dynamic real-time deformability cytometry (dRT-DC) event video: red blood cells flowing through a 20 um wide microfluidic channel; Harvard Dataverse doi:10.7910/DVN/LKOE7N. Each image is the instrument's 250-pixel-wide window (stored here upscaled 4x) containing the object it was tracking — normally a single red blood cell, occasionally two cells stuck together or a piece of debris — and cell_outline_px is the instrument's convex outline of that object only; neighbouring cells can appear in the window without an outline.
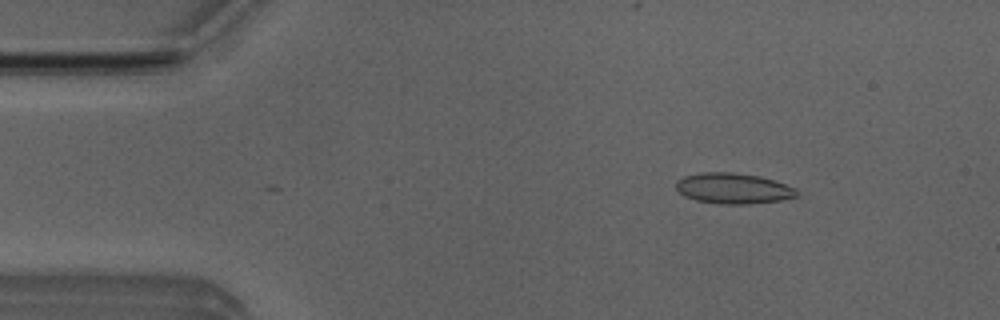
{"species": "Egyptian fruit bat (a non-hibernating species)", "species_latin": "Rousettus aegyptiacus", "temperature_condition": "room temperature", "stored_images_in_passage": 12, "camera_frame_rate_fps": 3000, "um_per_image_px": 0.085, "animal": {"sex": "male"}, "frame": {"image": 1, "passage_image": 7, "time_ms": 2.0, "image_size_px": [1000, 320], "cell_outline_px": [[800, 196], [780, 200], [748, 204], [720, 204], [696, 200], [684, 196], [676, 188], [676, 180], [684, 176], [700, 172], [732, 172], [760, 176], [796, 188]], "centroid_in_image_um": [62.32, 16.01], "position_along_channel_um": 22.7, "area_um2": 21.62}}